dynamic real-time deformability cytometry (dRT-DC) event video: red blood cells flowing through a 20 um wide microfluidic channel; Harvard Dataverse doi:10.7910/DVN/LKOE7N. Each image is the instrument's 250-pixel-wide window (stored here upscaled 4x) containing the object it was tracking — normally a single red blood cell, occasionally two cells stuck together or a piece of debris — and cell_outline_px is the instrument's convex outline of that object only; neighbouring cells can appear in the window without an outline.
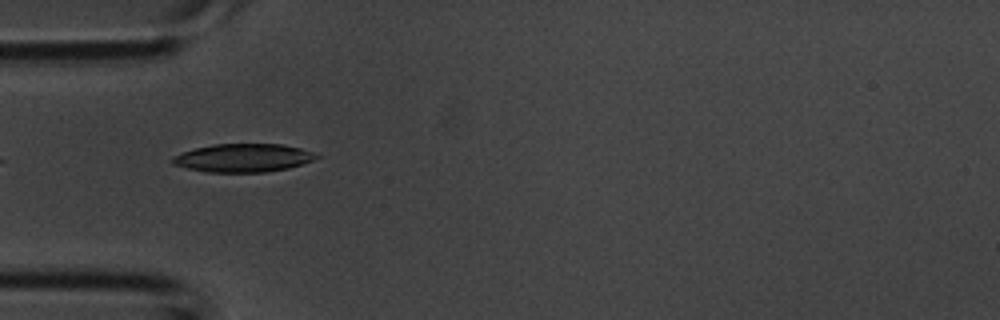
{"species": "common noctule bat (a hibernating species)", "species_latin": "Nyctalus noctula", "temperature_condition": "room temperature", "stored_images_in_passage": 2, "camera_frame_rate_fps": 3000, "um_per_image_px": 0.085, "animal": {"sex": "male", "body_mass_g": 20.1, "forearm_length_mm": 53.5}, "frame": {"image": 1, "passage_image": 1, "time_ms": 0.0, "image_size_px": [1000, 320], "cell_outline_px": [[324, 156], [288, 168], [268, 172], [204, 172], [172, 164], [168, 160], [172, 156], [180, 152], [212, 144], [280, 144], [300, 148]], "centroid_in_image_um": [20.62, 13.42], "position_along_channel_um": 64.4, "area_um2": 23.87}}
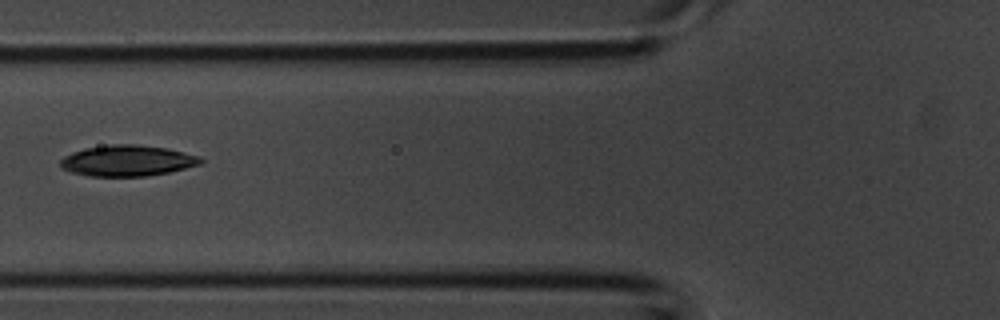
{"frame": {"image": 2, "passage_image": 2, "time_ms": 0.333, "image_size_px": [1000, 320], "cell_outline_px": [[204, 164], [168, 172], [148, 176], [88, 176], [72, 172], [60, 168], [60, 160], [64, 156], [72, 152], [84, 148], [112, 144], [136, 144], [168, 148], [200, 156], [204, 160]], "centroid_in_image_um": [10.85, 13.65], "position_along_channel_um": 115.0, "area_um2": 25.55}}